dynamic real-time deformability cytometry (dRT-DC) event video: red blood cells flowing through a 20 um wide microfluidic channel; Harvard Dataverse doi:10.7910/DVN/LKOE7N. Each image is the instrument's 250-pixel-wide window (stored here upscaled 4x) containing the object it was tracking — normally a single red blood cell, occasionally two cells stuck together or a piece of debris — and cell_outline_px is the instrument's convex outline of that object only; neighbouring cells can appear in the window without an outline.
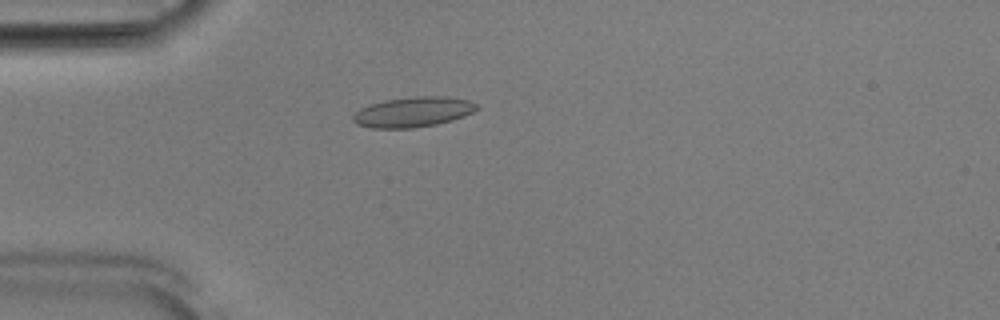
{"species": "Egyptian fruit bat (a non-hibernating species)", "species_latin": "Rousettus aegyptiacus", "temperature_condition": "room temperature", "stored_images_in_passage": 53, "camera_frame_rate_fps": 3000, "um_per_image_px": 0.085, "animal": {"sex": "male"}, "frame": {"image": 1, "passage_image": 15, "time_ms": 4.667, "image_size_px": [1000, 320], "cell_outline_px": [[480, 108], [472, 112], [452, 120], [436, 124], [412, 128], [372, 128], [356, 124], [352, 120], [352, 116], [360, 108], [372, 104], [388, 100], [420, 96], [440, 96], [468, 100], [476, 104]], "centroid_in_image_um": [35.09, 9.53], "position_along_channel_um": 49.9, "area_um2": 21.39}}
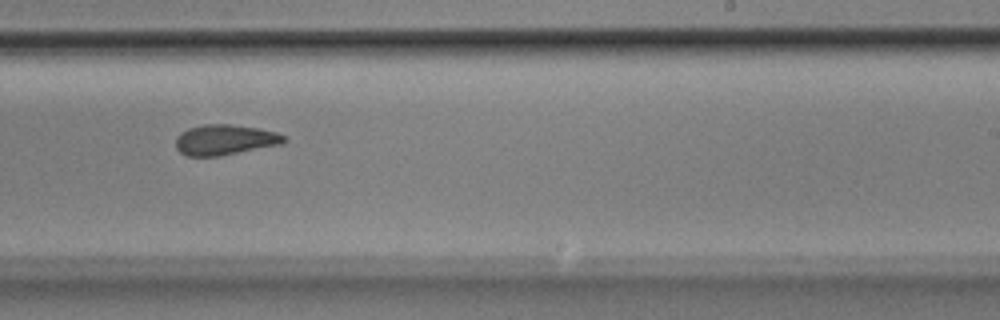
{"frame": {"image": 2, "passage_image": 33, "time_ms": 10.667, "image_size_px": [1000, 320], "cell_outline_px": [[288, 140], [280, 144], [220, 156], [188, 156], [180, 152], [176, 148], [176, 136], [180, 132], [188, 128], [204, 124], [228, 124], [256, 128], [276, 132], [288, 136]], "centroid_in_image_um": [19.11, 11.88], "position_along_channel_um": 269.9, "area_um2": 19.19}}
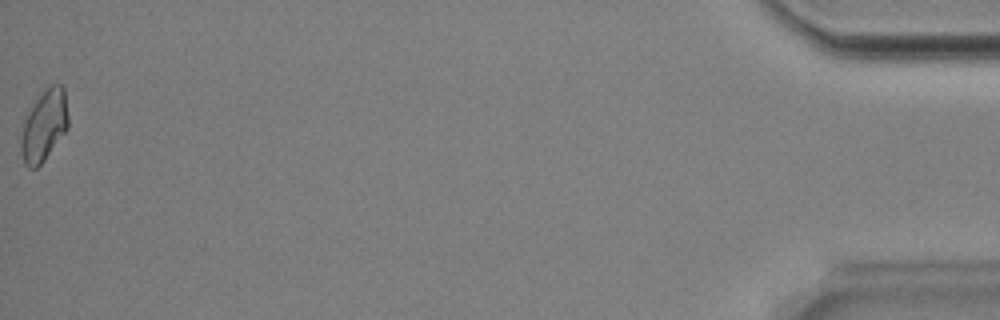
{"frame": {"image": 3, "passage_image": 53, "time_ms": 17.333, "image_size_px": [1000, 320], "cell_outline_px": [[68, 128], [44, 160], [36, 168], [28, 168], [24, 164], [20, 152], [20, 140], [24, 120], [28, 112], [44, 88], [52, 84], [60, 84], [64, 88], [68, 116]], "centroid_in_image_um": [3.73, 10.68], "position_along_channel_um": 431.5, "area_um2": 19.59}, "authors_computed_cell_mechanics": {"area_um2": 19.4208, "velocity_mm_per_s": 3.8822, "shape_relaxation_time_tau1_ms": null, "shape_relaxation_time_tau2_ms": 4.138, "deformation_change_tau1": null, "deformation_change_tau2": 0.0979}}